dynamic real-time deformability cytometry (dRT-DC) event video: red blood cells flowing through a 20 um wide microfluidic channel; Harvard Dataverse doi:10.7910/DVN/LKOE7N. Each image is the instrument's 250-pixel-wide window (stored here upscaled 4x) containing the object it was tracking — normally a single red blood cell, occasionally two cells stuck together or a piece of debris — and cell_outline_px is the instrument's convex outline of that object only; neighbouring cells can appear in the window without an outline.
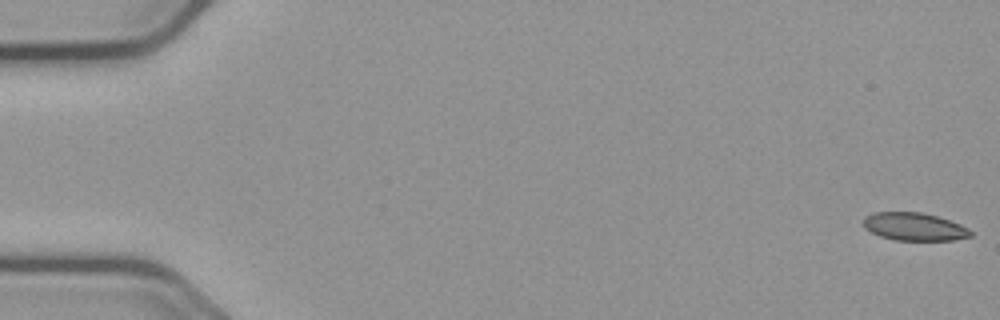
{"species": "common noctule bat (a hibernating species)", "species_latin": "Nyctalus noctula", "temperature_condition": "cold", "stored_images_in_passage": 57, "camera_frame_rate_fps": 3000, "um_per_image_px": 0.085, "animal": {"sex": "male", "body_mass_g": 23.1, "forearm_length_mm": 52.7}, "frame": {"image": 1, "passage_image": 1, "time_ms": 0.0, "image_size_px": [1000, 320], "cell_outline_px": [[972, 236], [952, 240], [896, 240], [880, 236], [864, 228], [864, 216], [876, 212], [920, 212], [936, 216], [960, 224], [968, 228], [972, 232]], "centroid_in_image_um": [77.71, 19.27], "position_along_channel_um": 7.3, "area_um2": 17.28}}
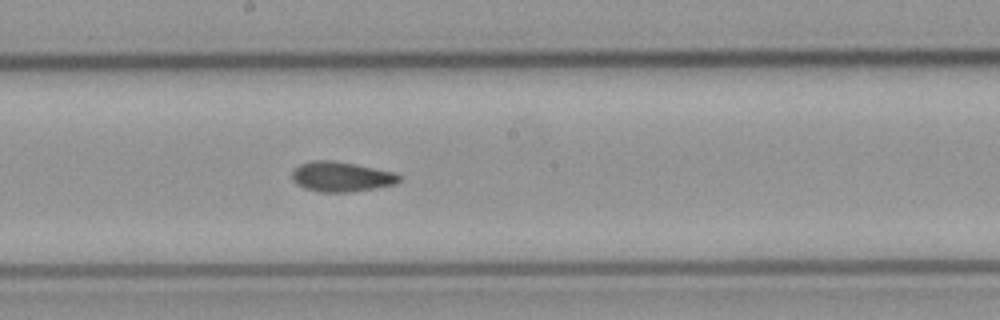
{"frame": {"image": 2, "passage_image": 31, "time_ms": 10.0, "image_size_px": [1000, 320], "cell_outline_px": [[400, 180], [396, 184], [376, 188], [348, 192], [320, 192], [304, 188], [296, 184], [292, 180], [292, 172], [300, 164], [312, 160], [332, 160], [356, 164], [392, 172], [400, 176]], "centroid_in_image_um": [28.98, 15.02], "position_along_channel_um": 219.2, "area_um2": 18.67}}
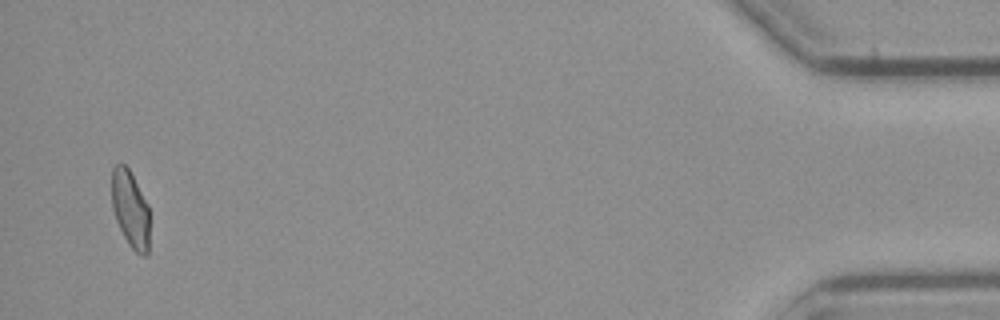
{"frame": {"image": 3, "passage_image": 55, "time_ms": 18.0, "image_size_px": [1000, 320], "cell_outline_px": [[148, 252], [144, 256], [140, 256], [128, 244], [116, 220], [112, 208], [112, 168], [116, 164], [124, 164], [128, 168], [148, 204]], "centroid_in_image_um": [11.07, 17.78], "position_along_channel_um": 424.1, "area_um2": 16.76}, "authors_computed_cell_mechanics": {"area_um2": 18.3226, "velocity_mm_per_s": 3.6623, "shape_relaxation_time_tau1_ms": null, "shape_relaxation_time_tau2_ms": 2.5314, "deformation_change_tau1": null, "deformation_change_tau2": 0.0573}}